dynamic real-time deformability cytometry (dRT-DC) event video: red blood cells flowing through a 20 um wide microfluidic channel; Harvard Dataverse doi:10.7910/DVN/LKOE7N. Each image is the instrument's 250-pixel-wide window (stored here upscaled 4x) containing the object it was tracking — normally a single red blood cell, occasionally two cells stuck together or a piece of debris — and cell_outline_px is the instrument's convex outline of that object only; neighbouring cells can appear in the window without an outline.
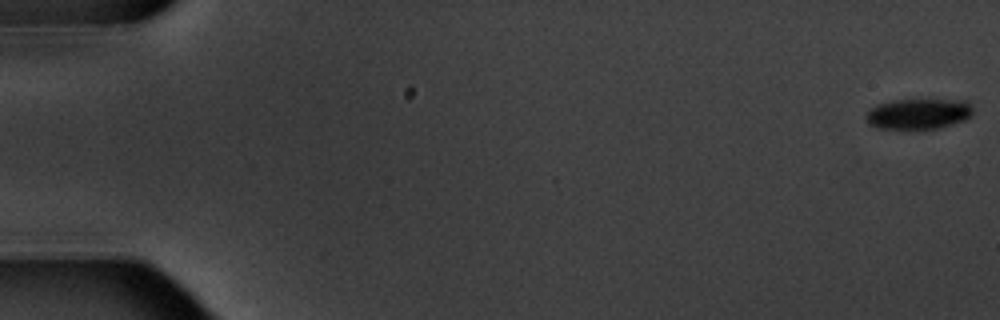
{"species": "common noctule bat (a hibernating species)", "species_latin": "Nyctalus noctula", "temperature_condition": "warm", "stored_images_in_passage": 7, "camera_frame_rate_fps": 3000, "um_per_image_px": 0.085, "animal": {"sex": "male", "body_mass_g": 20.1, "forearm_length_mm": 53.5}, "frame": {"image": 1, "passage_image": 1, "time_ms": 0.0, "image_size_px": [1000, 320], "cell_outline_px": [[972, 116], [964, 120], [940, 128], [876, 128], [868, 124], [864, 116], [876, 104], [892, 100], [968, 100], [972, 108]], "centroid_in_image_um": [78.06, 9.67], "position_along_channel_um": 6.9, "area_um2": 19.02}}
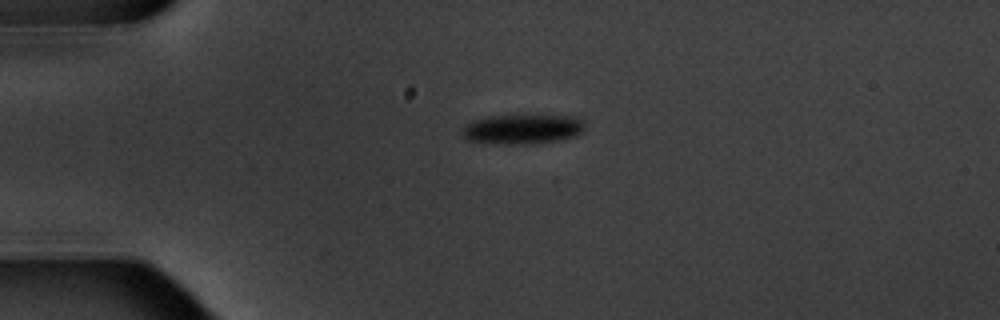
{"frame": {"image": 2, "passage_image": 5, "time_ms": 4.667, "image_size_px": [1000, 320], "cell_outline_px": [[584, 132], [576, 136], [560, 140], [528, 144], [484, 144], [464, 140], [460, 132], [460, 128], [464, 124], [472, 120], [488, 116], [580, 116], [584, 120]], "centroid_in_image_um": [44.34, 10.99], "position_along_channel_um": 40.7, "area_um2": 21.91}}
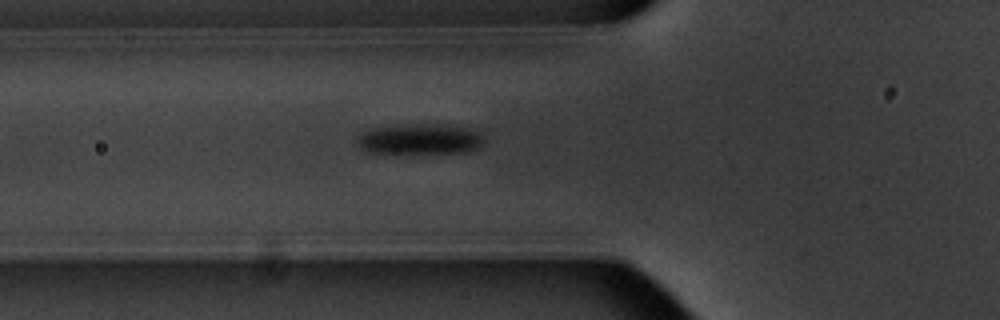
{"frame": {"image": 3, "passage_image": 7, "time_ms": 7.0, "image_size_px": [1000, 320], "cell_outline_px": [[484, 144], [468, 152], [400, 156], [364, 152], [360, 148], [356, 140], [364, 132], [376, 128], [408, 124], [468, 128], [480, 132], [484, 136]], "centroid_in_image_um": [35.66, 11.92], "position_along_channel_um": 90.1, "area_um2": 23.29}}